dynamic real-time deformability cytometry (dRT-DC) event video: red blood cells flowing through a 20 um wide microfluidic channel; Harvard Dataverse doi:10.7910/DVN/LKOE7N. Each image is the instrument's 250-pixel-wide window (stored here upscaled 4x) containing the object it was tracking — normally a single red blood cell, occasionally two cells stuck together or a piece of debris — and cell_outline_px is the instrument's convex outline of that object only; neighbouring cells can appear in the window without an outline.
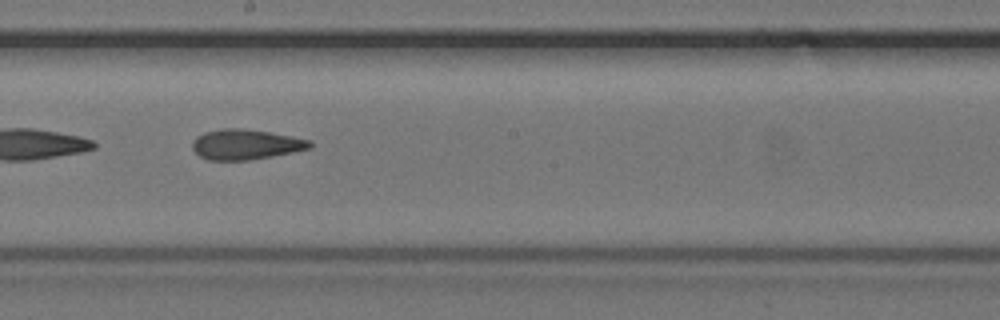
{"species": "common noctule bat (a hibernating species)", "species_latin": "Nyctalus noctula", "temperature_condition": "cold", "stored_images_in_passage": 31, "camera_frame_rate_fps": 3000, "um_per_image_px": 0.085, "animal": {"sex": "female", "body_mass_g": 24.6, "forearm_length_mm": 56.2}, "frame": {"image": 1, "passage_image": 18, "time_ms": 5.667, "image_size_px": [1000, 320], "cell_outline_px": [[312, 148], [272, 156], [248, 160], [208, 160], [200, 156], [192, 148], [192, 140], [196, 136], [204, 132], [224, 128], [240, 128], [268, 132], [292, 136], [312, 140]], "centroid_in_image_um": [20.88, 12.27], "position_along_channel_um": 227.3, "area_um2": 20.69}, "authors_computed_cell_mechanics": {"area_um2": 20.5768, "velocity_mm_per_s": 3.7368, "shape_relaxation_time_tau1_ms": null, "shape_relaxation_time_tau2_ms": 4.4317, "deformation_change_tau1": null, "deformation_change_tau2": 0.1443}}